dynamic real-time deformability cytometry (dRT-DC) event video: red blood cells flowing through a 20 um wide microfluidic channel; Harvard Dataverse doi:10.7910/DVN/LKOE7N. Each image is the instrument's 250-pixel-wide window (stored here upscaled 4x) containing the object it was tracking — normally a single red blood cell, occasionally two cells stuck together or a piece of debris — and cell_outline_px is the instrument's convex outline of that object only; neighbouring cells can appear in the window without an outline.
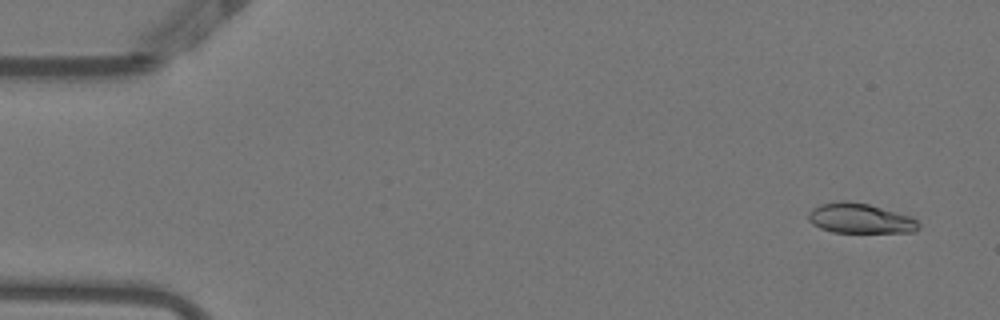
{"species": "Egyptian fruit bat (a non-hibernating species)", "species_latin": "Rousettus aegyptiacus", "temperature_condition": "warm", "stored_images_in_passage": 53, "camera_frame_rate_fps": 3000, "um_per_image_px": 0.085, "animal": {"sex": "female"}, "frame": {"image": 1, "passage_image": 3, "time_ms": 0.667, "image_size_px": [1000, 320], "cell_outline_px": [[920, 228], [912, 232], [832, 232], [820, 228], [812, 224], [808, 220], [808, 212], [812, 208], [820, 204], [844, 200], [868, 204], [912, 216], [920, 224]], "centroid_in_image_um": [73.1, 18.56], "position_along_channel_um": 11.9, "area_um2": 19.31}}
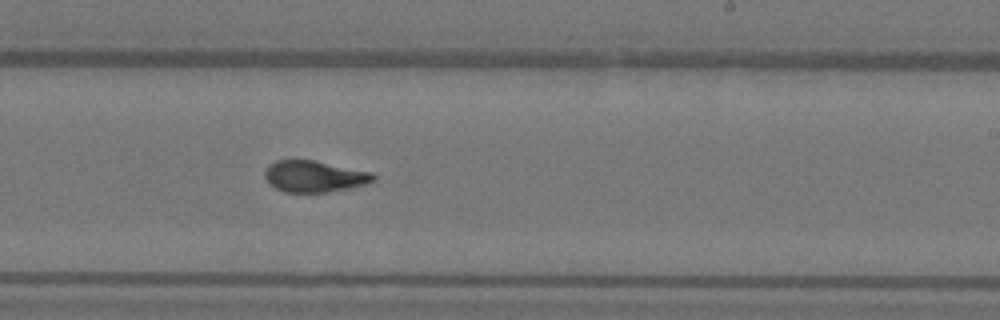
{"frame": {"image": 2, "passage_image": 32, "time_ms": 10.333, "image_size_px": [1000, 320], "cell_outline_px": [[376, 180], [368, 184], [328, 192], [284, 192], [276, 188], [264, 176], [264, 172], [268, 164], [276, 160], [312, 160], [372, 172], [376, 176]], "centroid_in_image_um": [26.74, 14.99], "position_along_channel_um": 262.3, "area_um2": 19.83}}
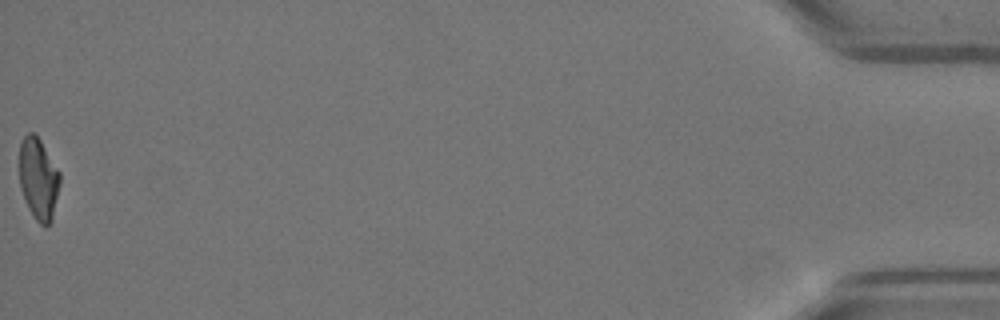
{"frame": {"image": 3, "passage_image": 53, "time_ms": 17.333, "image_size_px": [1000, 320], "cell_outline_px": [[60, 184], [52, 220], [44, 228], [36, 220], [28, 208], [20, 184], [20, 144], [24, 136], [28, 132], [32, 132], [40, 140], [60, 172]], "centroid_in_image_um": [3.28, 15.22], "position_along_channel_um": 431.9, "area_um2": 19.13}, "authors_computed_cell_mechanics": {"area_um2": 20.1722, "velocity_mm_per_s": 3.8582, "shape_relaxation_time_tau1_ms": 6.8475, "shape_relaxation_time_tau2_ms": 1.2863, "deformation_change_tau1": 0.226, "deformation_change_tau2": 0.0712}}